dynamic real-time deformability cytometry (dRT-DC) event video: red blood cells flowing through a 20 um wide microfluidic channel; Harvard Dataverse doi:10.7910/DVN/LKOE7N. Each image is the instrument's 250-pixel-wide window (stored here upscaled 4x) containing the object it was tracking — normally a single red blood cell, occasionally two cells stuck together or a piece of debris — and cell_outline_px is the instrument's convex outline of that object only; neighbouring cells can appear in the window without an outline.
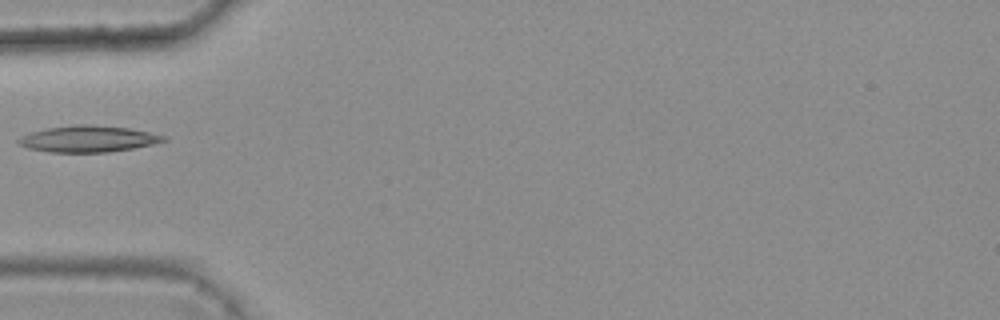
{"species": "common noctule bat (a hibernating species)", "species_latin": "Nyctalus noctula", "temperature_condition": "warm", "stored_images_in_passage": 1, "camera_frame_rate_fps": 3000, "um_per_image_px": 0.085, "animal": {"sex": "female", "body_mass_g": 25.1}, "frame": {"image": 1, "passage_image": 1, "time_ms": 0.0, "image_size_px": [1000, 320], "cell_outline_px": [[168, 140], [152, 144], [132, 148], [108, 152], [52, 152], [28, 148], [16, 144], [16, 140], [20, 136], [32, 132], [48, 128], [72, 124], [92, 124], [128, 128], [168, 136]], "centroid_in_image_um": [7.47, 11.8], "position_along_channel_um": 77.5, "area_um2": 22.37}}